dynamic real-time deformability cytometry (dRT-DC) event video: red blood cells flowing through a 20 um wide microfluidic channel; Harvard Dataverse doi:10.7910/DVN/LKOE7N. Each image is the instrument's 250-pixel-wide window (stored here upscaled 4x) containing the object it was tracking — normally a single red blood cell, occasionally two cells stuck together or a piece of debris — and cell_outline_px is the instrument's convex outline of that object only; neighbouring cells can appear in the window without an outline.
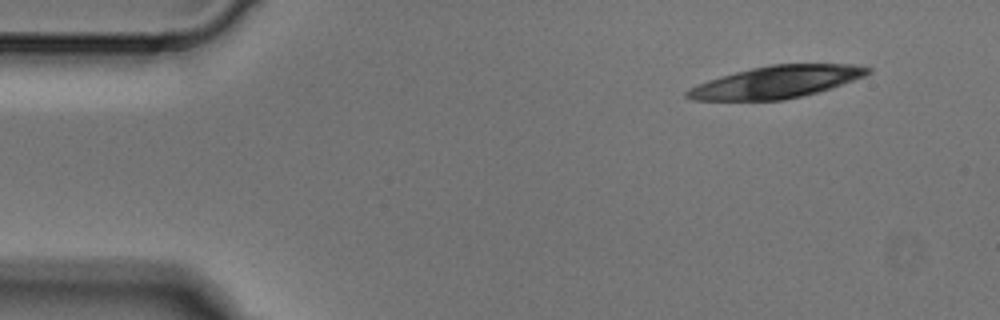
{"species": "Egyptian fruit bat (a non-hibernating species)", "species_latin": "Rousettus aegyptiacus", "temperature_condition": "cold", "stored_images_in_passage": 3, "camera_frame_rate_fps": 3000, "um_per_image_px": 0.085, "animal": {"sex": "male"}, "frame": {"image": 1, "passage_image": 1, "time_ms": 0.0, "image_size_px": [1000, 320], "cell_outline_px": [[872, 72], [864, 76], [832, 88], [784, 100], [692, 100], [684, 96], [684, 92], [688, 88], [708, 80], [720, 76], [752, 68], [772, 64], [852, 64], [872, 68]], "centroid_in_image_um": [65.98, 6.97], "position_along_channel_um": 19.0, "area_um2": 33.76}}